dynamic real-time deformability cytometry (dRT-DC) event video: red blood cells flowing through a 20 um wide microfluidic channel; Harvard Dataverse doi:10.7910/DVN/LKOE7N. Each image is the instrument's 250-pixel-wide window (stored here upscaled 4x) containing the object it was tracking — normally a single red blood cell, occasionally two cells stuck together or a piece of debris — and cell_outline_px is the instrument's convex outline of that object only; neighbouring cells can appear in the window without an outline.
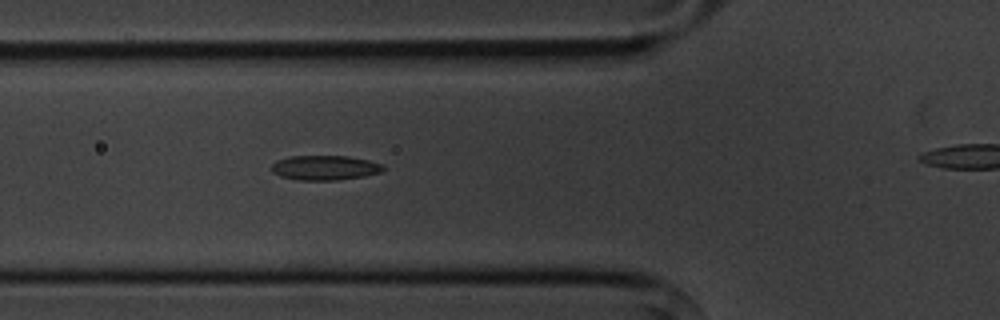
{"species": "common noctule bat (a hibernating species)", "species_latin": "Nyctalus noctula", "temperature_condition": "cold", "stored_images_in_passage": 7, "camera_frame_rate_fps": 3000, "um_per_image_px": 0.085, "animal": {"sex": "male", "body_mass_g": 20.1, "forearm_length_mm": 53.5}, "frame": {"image": 1, "passage_image": 6, "time_ms": 6.0, "image_size_px": [1000, 320], "cell_outline_px": [[384, 168], [380, 172], [364, 176], [336, 180], [296, 180], [280, 176], [272, 172], [272, 164], [276, 160], [288, 156], [348, 156], [368, 160], [384, 164]], "centroid_in_image_um": [27.59, 14.25], "position_along_channel_um": 98.2, "area_um2": 16.13}}